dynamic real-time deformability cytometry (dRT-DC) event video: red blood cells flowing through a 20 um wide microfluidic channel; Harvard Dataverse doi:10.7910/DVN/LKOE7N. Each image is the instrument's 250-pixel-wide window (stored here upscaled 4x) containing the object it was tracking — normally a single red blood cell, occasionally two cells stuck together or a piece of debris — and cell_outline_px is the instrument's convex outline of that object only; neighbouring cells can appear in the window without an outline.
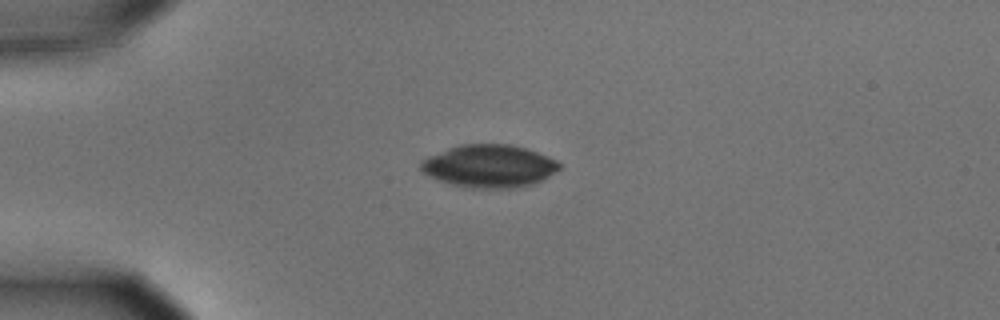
{"species": "common noctule bat (a hibernating species)", "species_latin": "Nyctalus noctula", "temperature_condition": "cold", "stored_images_in_passage": 8, "camera_frame_rate_fps": 3000, "um_per_image_px": 0.085, "animal": {"sex": "male", "body_mass_g": 15.6}, "frame": {"image": 1, "passage_image": 1, "time_ms": 0.0, "image_size_px": [1000, 320], "cell_outline_px": [[564, 168], [544, 180], [532, 184], [516, 188], [472, 188], [452, 184], [436, 180], [428, 176], [420, 168], [420, 160], [428, 156], [448, 148], [460, 144], [512, 144], [548, 156], [556, 160]], "centroid_in_image_um": [41.6, 14.12], "position_along_channel_um": 43.4, "area_um2": 34.85}}
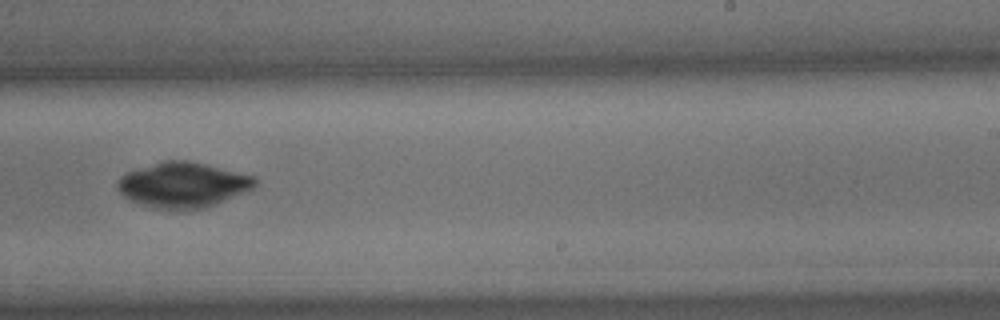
{"frame": {"image": 2, "passage_image": 7, "time_ms": 2.0, "image_size_px": [1000, 320], "cell_outline_px": [[256, 184], [252, 188], [208, 208], [156, 208], [128, 200], [116, 188], [116, 180], [124, 172], [164, 160], [188, 160], [256, 176]], "centroid_in_image_um": [15.51, 15.69], "position_along_channel_um": 273.5, "area_um2": 36.13}}
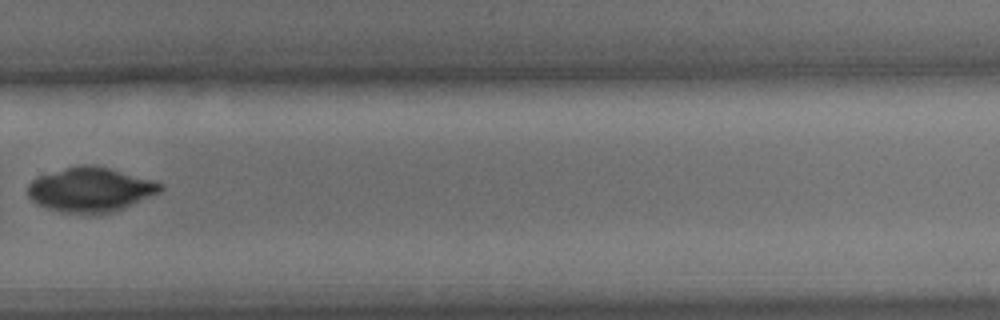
{"frame": {"image": 3, "passage_image": 8, "time_ms": 2.333, "image_size_px": [1000, 320], "cell_outline_px": [[164, 188], [160, 192], [116, 212], [92, 216], [88, 216], [64, 212], [48, 208], [36, 204], [28, 196], [28, 184], [32, 180], [40, 176], [80, 164], [92, 164], [108, 168], [152, 180], [164, 184]], "centroid_in_image_um": [7.71, 16.16], "position_along_channel_um": 322.1, "area_um2": 34.68}}